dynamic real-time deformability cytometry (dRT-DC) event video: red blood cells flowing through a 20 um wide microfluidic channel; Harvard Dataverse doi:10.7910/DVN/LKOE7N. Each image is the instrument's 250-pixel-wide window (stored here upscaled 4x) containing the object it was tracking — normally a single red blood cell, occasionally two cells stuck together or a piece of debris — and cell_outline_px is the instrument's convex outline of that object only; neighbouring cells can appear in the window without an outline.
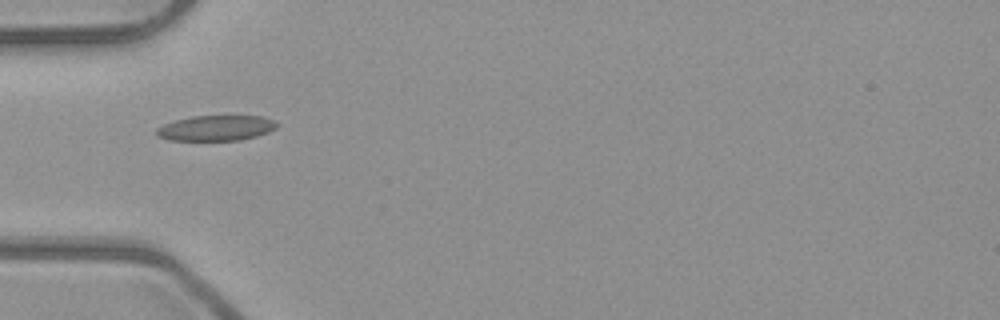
{"species": "common noctule bat (a hibernating species)", "species_latin": "Nyctalus noctula", "temperature_condition": "room temperature", "stored_images_in_passage": 4, "camera_frame_rate_fps": 3000, "um_per_image_px": 0.085, "animal": {"sex": "male", "body_mass_g": 23.1, "forearm_length_mm": 52.7}, "frame": {"image": 1, "passage_image": 1, "time_ms": 0.0, "image_size_px": [1000, 320], "cell_outline_px": [[280, 124], [276, 128], [268, 132], [256, 136], [240, 140], [168, 140], [156, 136], [156, 128], [164, 124], [176, 120], [192, 116], [264, 116]], "centroid_in_image_um": [18.36, 10.88], "position_along_channel_um": 66.6, "area_um2": 17.8}}
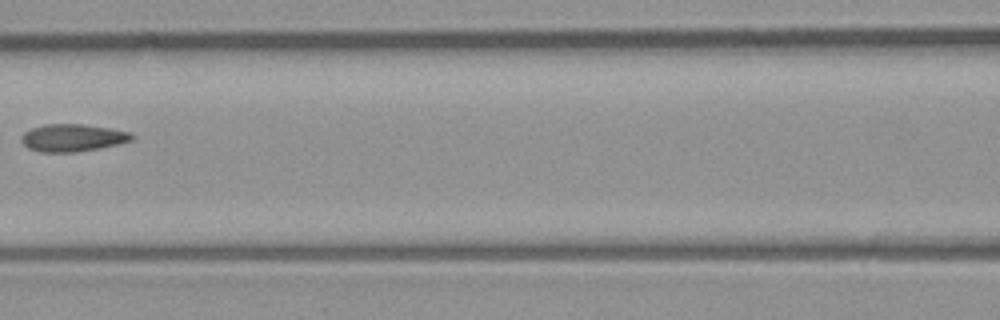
{"frame": {"image": 2, "passage_image": 3, "time_ms": 0.667, "image_size_px": [1000, 320], "cell_outline_px": [[136, 136], [132, 140], [116, 144], [76, 152], [40, 152], [28, 148], [20, 140], [24, 132], [32, 128], [44, 124], [84, 124], [108, 128], [128, 132]], "centroid_in_image_um": [6.13, 11.7], "position_along_channel_um": 160.5, "area_um2": 17.46}}
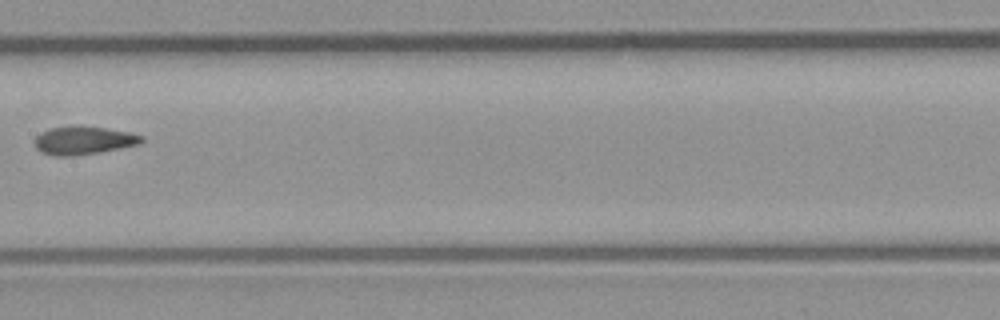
{"frame": {"image": 3, "passage_image": 4, "time_ms": 1.0, "image_size_px": [1000, 320], "cell_outline_px": [[144, 140], [140, 144], [96, 152], [72, 156], [56, 156], [40, 152], [36, 148], [36, 136], [40, 132], [48, 128], [72, 124], [80, 124], [128, 132], [144, 136]], "centroid_in_image_um": [7.06, 11.9], "position_along_channel_um": 200.3, "area_um2": 17.74}}